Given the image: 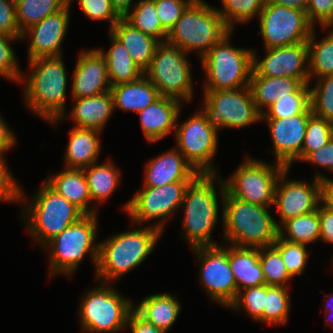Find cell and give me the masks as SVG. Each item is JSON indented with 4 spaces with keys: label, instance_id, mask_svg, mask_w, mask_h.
Returning <instances> with one entry per match:
<instances>
[{
    "label": "cell",
    "instance_id": "cell-28",
    "mask_svg": "<svg viewBox=\"0 0 333 333\" xmlns=\"http://www.w3.org/2000/svg\"><path fill=\"white\" fill-rule=\"evenodd\" d=\"M110 32L128 50L133 62L145 72L151 65L156 46L160 43L154 37L133 27L124 18H121Z\"/></svg>",
    "mask_w": 333,
    "mask_h": 333
},
{
    "label": "cell",
    "instance_id": "cell-19",
    "mask_svg": "<svg viewBox=\"0 0 333 333\" xmlns=\"http://www.w3.org/2000/svg\"><path fill=\"white\" fill-rule=\"evenodd\" d=\"M311 106L303 113L288 118H261L270 131L275 163L286 168L299 161L307 123L312 116Z\"/></svg>",
    "mask_w": 333,
    "mask_h": 333
},
{
    "label": "cell",
    "instance_id": "cell-17",
    "mask_svg": "<svg viewBox=\"0 0 333 333\" xmlns=\"http://www.w3.org/2000/svg\"><path fill=\"white\" fill-rule=\"evenodd\" d=\"M290 169L286 168L279 176L275 187L274 205L277 208L280 228L286 221L317 210L322 199V181L314 177L312 182L291 180ZM280 222V223H279Z\"/></svg>",
    "mask_w": 333,
    "mask_h": 333
},
{
    "label": "cell",
    "instance_id": "cell-13",
    "mask_svg": "<svg viewBox=\"0 0 333 333\" xmlns=\"http://www.w3.org/2000/svg\"><path fill=\"white\" fill-rule=\"evenodd\" d=\"M203 96L204 103L200 110L208 123L218 130L245 128L262 121L249 86L232 90H204Z\"/></svg>",
    "mask_w": 333,
    "mask_h": 333
},
{
    "label": "cell",
    "instance_id": "cell-21",
    "mask_svg": "<svg viewBox=\"0 0 333 333\" xmlns=\"http://www.w3.org/2000/svg\"><path fill=\"white\" fill-rule=\"evenodd\" d=\"M72 72L71 99L106 93L112 87L106 60L97 48L81 49Z\"/></svg>",
    "mask_w": 333,
    "mask_h": 333
},
{
    "label": "cell",
    "instance_id": "cell-42",
    "mask_svg": "<svg viewBox=\"0 0 333 333\" xmlns=\"http://www.w3.org/2000/svg\"><path fill=\"white\" fill-rule=\"evenodd\" d=\"M310 85V105L312 114L333 121V74L322 76Z\"/></svg>",
    "mask_w": 333,
    "mask_h": 333
},
{
    "label": "cell",
    "instance_id": "cell-6",
    "mask_svg": "<svg viewBox=\"0 0 333 333\" xmlns=\"http://www.w3.org/2000/svg\"><path fill=\"white\" fill-rule=\"evenodd\" d=\"M234 30L216 7L194 0L168 32L166 42L187 54L198 52L201 59L216 43L223 42Z\"/></svg>",
    "mask_w": 333,
    "mask_h": 333
},
{
    "label": "cell",
    "instance_id": "cell-47",
    "mask_svg": "<svg viewBox=\"0 0 333 333\" xmlns=\"http://www.w3.org/2000/svg\"><path fill=\"white\" fill-rule=\"evenodd\" d=\"M73 0H68L71 5ZM79 8L92 21H108L109 31L121 19L114 10L111 0H78Z\"/></svg>",
    "mask_w": 333,
    "mask_h": 333
},
{
    "label": "cell",
    "instance_id": "cell-38",
    "mask_svg": "<svg viewBox=\"0 0 333 333\" xmlns=\"http://www.w3.org/2000/svg\"><path fill=\"white\" fill-rule=\"evenodd\" d=\"M310 106V84L303 83L294 93L278 97L261 118H288L305 112Z\"/></svg>",
    "mask_w": 333,
    "mask_h": 333
},
{
    "label": "cell",
    "instance_id": "cell-9",
    "mask_svg": "<svg viewBox=\"0 0 333 333\" xmlns=\"http://www.w3.org/2000/svg\"><path fill=\"white\" fill-rule=\"evenodd\" d=\"M216 43L201 59L205 73L203 90H232L249 86L253 70L252 48L231 44V36Z\"/></svg>",
    "mask_w": 333,
    "mask_h": 333
},
{
    "label": "cell",
    "instance_id": "cell-37",
    "mask_svg": "<svg viewBox=\"0 0 333 333\" xmlns=\"http://www.w3.org/2000/svg\"><path fill=\"white\" fill-rule=\"evenodd\" d=\"M68 0H15L17 21L24 32L44 18L62 10Z\"/></svg>",
    "mask_w": 333,
    "mask_h": 333
},
{
    "label": "cell",
    "instance_id": "cell-59",
    "mask_svg": "<svg viewBox=\"0 0 333 333\" xmlns=\"http://www.w3.org/2000/svg\"><path fill=\"white\" fill-rule=\"evenodd\" d=\"M324 297H326L325 301V307H324V312L328 311L329 309H333V295L331 294V296L328 295H324Z\"/></svg>",
    "mask_w": 333,
    "mask_h": 333
},
{
    "label": "cell",
    "instance_id": "cell-34",
    "mask_svg": "<svg viewBox=\"0 0 333 333\" xmlns=\"http://www.w3.org/2000/svg\"><path fill=\"white\" fill-rule=\"evenodd\" d=\"M315 29L307 41L310 85L314 78L333 74V28L320 40L315 39Z\"/></svg>",
    "mask_w": 333,
    "mask_h": 333
},
{
    "label": "cell",
    "instance_id": "cell-22",
    "mask_svg": "<svg viewBox=\"0 0 333 333\" xmlns=\"http://www.w3.org/2000/svg\"><path fill=\"white\" fill-rule=\"evenodd\" d=\"M143 186L160 187L178 181H192L199 173L173 146L145 166Z\"/></svg>",
    "mask_w": 333,
    "mask_h": 333
},
{
    "label": "cell",
    "instance_id": "cell-8",
    "mask_svg": "<svg viewBox=\"0 0 333 333\" xmlns=\"http://www.w3.org/2000/svg\"><path fill=\"white\" fill-rule=\"evenodd\" d=\"M100 283V284H99ZM98 286L84 293L78 308L83 333H120L127 325L134 303L111 283L98 282Z\"/></svg>",
    "mask_w": 333,
    "mask_h": 333
},
{
    "label": "cell",
    "instance_id": "cell-31",
    "mask_svg": "<svg viewBox=\"0 0 333 333\" xmlns=\"http://www.w3.org/2000/svg\"><path fill=\"white\" fill-rule=\"evenodd\" d=\"M98 163L83 168L92 200L93 214H97L98 212L97 205L105 202L114 194L118 185H120L122 177L120 169L115 165L113 160L109 159L101 164Z\"/></svg>",
    "mask_w": 333,
    "mask_h": 333
},
{
    "label": "cell",
    "instance_id": "cell-48",
    "mask_svg": "<svg viewBox=\"0 0 333 333\" xmlns=\"http://www.w3.org/2000/svg\"><path fill=\"white\" fill-rule=\"evenodd\" d=\"M162 26L169 32L194 0H152Z\"/></svg>",
    "mask_w": 333,
    "mask_h": 333
},
{
    "label": "cell",
    "instance_id": "cell-43",
    "mask_svg": "<svg viewBox=\"0 0 333 333\" xmlns=\"http://www.w3.org/2000/svg\"><path fill=\"white\" fill-rule=\"evenodd\" d=\"M273 246L280 252L285 267L292 277L300 276L304 272L312 249L309 251L307 245L292 243L280 236Z\"/></svg>",
    "mask_w": 333,
    "mask_h": 333
},
{
    "label": "cell",
    "instance_id": "cell-60",
    "mask_svg": "<svg viewBox=\"0 0 333 333\" xmlns=\"http://www.w3.org/2000/svg\"><path fill=\"white\" fill-rule=\"evenodd\" d=\"M331 312V313H330ZM329 314H332L333 315V309H329L328 311H326L325 313H324V322H326L327 324H329V325H331V323H332V328H333V316L332 315H330V316H332V319L330 320V319H328V317H329Z\"/></svg>",
    "mask_w": 333,
    "mask_h": 333
},
{
    "label": "cell",
    "instance_id": "cell-3",
    "mask_svg": "<svg viewBox=\"0 0 333 333\" xmlns=\"http://www.w3.org/2000/svg\"><path fill=\"white\" fill-rule=\"evenodd\" d=\"M163 232L151 224L115 233L99 242L96 281L113 283L144 263Z\"/></svg>",
    "mask_w": 333,
    "mask_h": 333
},
{
    "label": "cell",
    "instance_id": "cell-14",
    "mask_svg": "<svg viewBox=\"0 0 333 333\" xmlns=\"http://www.w3.org/2000/svg\"><path fill=\"white\" fill-rule=\"evenodd\" d=\"M174 137L175 148L198 173H219L214 167V156L218 148V129L210 125L199 109L184 122L178 121Z\"/></svg>",
    "mask_w": 333,
    "mask_h": 333
},
{
    "label": "cell",
    "instance_id": "cell-20",
    "mask_svg": "<svg viewBox=\"0 0 333 333\" xmlns=\"http://www.w3.org/2000/svg\"><path fill=\"white\" fill-rule=\"evenodd\" d=\"M70 4L62 10L47 16L23 32V40H31L28 46V60L39 57L62 56V42L68 32L70 21Z\"/></svg>",
    "mask_w": 333,
    "mask_h": 333
},
{
    "label": "cell",
    "instance_id": "cell-58",
    "mask_svg": "<svg viewBox=\"0 0 333 333\" xmlns=\"http://www.w3.org/2000/svg\"><path fill=\"white\" fill-rule=\"evenodd\" d=\"M269 1L272 3H276L278 5L295 8L306 12L309 0H269Z\"/></svg>",
    "mask_w": 333,
    "mask_h": 333
},
{
    "label": "cell",
    "instance_id": "cell-33",
    "mask_svg": "<svg viewBox=\"0 0 333 333\" xmlns=\"http://www.w3.org/2000/svg\"><path fill=\"white\" fill-rule=\"evenodd\" d=\"M303 83L290 77L251 76L249 87L257 110L262 114L278 97L294 93Z\"/></svg>",
    "mask_w": 333,
    "mask_h": 333
},
{
    "label": "cell",
    "instance_id": "cell-52",
    "mask_svg": "<svg viewBox=\"0 0 333 333\" xmlns=\"http://www.w3.org/2000/svg\"><path fill=\"white\" fill-rule=\"evenodd\" d=\"M302 162L317 165L333 173V136L326 145L311 152Z\"/></svg>",
    "mask_w": 333,
    "mask_h": 333
},
{
    "label": "cell",
    "instance_id": "cell-50",
    "mask_svg": "<svg viewBox=\"0 0 333 333\" xmlns=\"http://www.w3.org/2000/svg\"><path fill=\"white\" fill-rule=\"evenodd\" d=\"M306 14L314 28L317 24L326 31L333 28V0H309Z\"/></svg>",
    "mask_w": 333,
    "mask_h": 333
},
{
    "label": "cell",
    "instance_id": "cell-55",
    "mask_svg": "<svg viewBox=\"0 0 333 333\" xmlns=\"http://www.w3.org/2000/svg\"><path fill=\"white\" fill-rule=\"evenodd\" d=\"M14 133L15 132L9 128L8 124L0 114V155L6 154L17 143L16 135Z\"/></svg>",
    "mask_w": 333,
    "mask_h": 333
},
{
    "label": "cell",
    "instance_id": "cell-25",
    "mask_svg": "<svg viewBox=\"0 0 333 333\" xmlns=\"http://www.w3.org/2000/svg\"><path fill=\"white\" fill-rule=\"evenodd\" d=\"M69 142L65 148V168L83 169L99 162L101 132L73 127L69 130Z\"/></svg>",
    "mask_w": 333,
    "mask_h": 333
},
{
    "label": "cell",
    "instance_id": "cell-4",
    "mask_svg": "<svg viewBox=\"0 0 333 333\" xmlns=\"http://www.w3.org/2000/svg\"><path fill=\"white\" fill-rule=\"evenodd\" d=\"M222 243L237 247L272 246L279 228L269 208L232 197L227 191L222 203Z\"/></svg>",
    "mask_w": 333,
    "mask_h": 333
},
{
    "label": "cell",
    "instance_id": "cell-16",
    "mask_svg": "<svg viewBox=\"0 0 333 333\" xmlns=\"http://www.w3.org/2000/svg\"><path fill=\"white\" fill-rule=\"evenodd\" d=\"M197 258L199 281L210 301L228 307L237 297L235 277L228 260V244L191 249Z\"/></svg>",
    "mask_w": 333,
    "mask_h": 333
},
{
    "label": "cell",
    "instance_id": "cell-53",
    "mask_svg": "<svg viewBox=\"0 0 333 333\" xmlns=\"http://www.w3.org/2000/svg\"><path fill=\"white\" fill-rule=\"evenodd\" d=\"M320 241L333 245V211L322 202L318 206Z\"/></svg>",
    "mask_w": 333,
    "mask_h": 333
},
{
    "label": "cell",
    "instance_id": "cell-30",
    "mask_svg": "<svg viewBox=\"0 0 333 333\" xmlns=\"http://www.w3.org/2000/svg\"><path fill=\"white\" fill-rule=\"evenodd\" d=\"M110 91L113 96L114 110L133 111L136 114L160 97L158 89L145 75L132 82L116 84Z\"/></svg>",
    "mask_w": 333,
    "mask_h": 333
},
{
    "label": "cell",
    "instance_id": "cell-26",
    "mask_svg": "<svg viewBox=\"0 0 333 333\" xmlns=\"http://www.w3.org/2000/svg\"><path fill=\"white\" fill-rule=\"evenodd\" d=\"M228 260L235 277L237 294L245 288L266 285L259 248L228 245Z\"/></svg>",
    "mask_w": 333,
    "mask_h": 333
},
{
    "label": "cell",
    "instance_id": "cell-10",
    "mask_svg": "<svg viewBox=\"0 0 333 333\" xmlns=\"http://www.w3.org/2000/svg\"><path fill=\"white\" fill-rule=\"evenodd\" d=\"M187 55L167 42H160L156 46L151 65L144 75L158 89L160 96L171 97L182 103H189L193 99L192 66Z\"/></svg>",
    "mask_w": 333,
    "mask_h": 333
},
{
    "label": "cell",
    "instance_id": "cell-15",
    "mask_svg": "<svg viewBox=\"0 0 333 333\" xmlns=\"http://www.w3.org/2000/svg\"><path fill=\"white\" fill-rule=\"evenodd\" d=\"M258 20L265 49L307 42L314 29L305 11L278 5L269 0Z\"/></svg>",
    "mask_w": 333,
    "mask_h": 333
},
{
    "label": "cell",
    "instance_id": "cell-57",
    "mask_svg": "<svg viewBox=\"0 0 333 333\" xmlns=\"http://www.w3.org/2000/svg\"><path fill=\"white\" fill-rule=\"evenodd\" d=\"M137 3L134 0H111V4L117 14L123 18Z\"/></svg>",
    "mask_w": 333,
    "mask_h": 333
},
{
    "label": "cell",
    "instance_id": "cell-24",
    "mask_svg": "<svg viewBox=\"0 0 333 333\" xmlns=\"http://www.w3.org/2000/svg\"><path fill=\"white\" fill-rule=\"evenodd\" d=\"M72 101L74 105L70 115L65 113L60 119L52 120L49 123L55 126L69 117L74 123V127L92 129L102 133L115 111L111 91L82 99H72Z\"/></svg>",
    "mask_w": 333,
    "mask_h": 333
},
{
    "label": "cell",
    "instance_id": "cell-61",
    "mask_svg": "<svg viewBox=\"0 0 333 333\" xmlns=\"http://www.w3.org/2000/svg\"><path fill=\"white\" fill-rule=\"evenodd\" d=\"M331 126H332V134H333V121L331 122Z\"/></svg>",
    "mask_w": 333,
    "mask_h": 333
},
{
    "label": "cell",
    "instance_id": "cell-41",
    "mask_svg": "<svg viewBox=\"0 0 333 333\" xmlns=\"http://www.w3.org/2000/svg\"><path fill=\"white\" fill-rule=\"evenodd\" d=\"M259 259L266 284L287 287L293 277L288 273L280 252L273 245L260 247Z\"/></svg>",
    "mask_w": 333,
    "mask_h": 333
},
{
    "label": "cell",
    "instance_id": "cell-27",
    "mask_svg": "<svg viewBox=\"0 0 333 333\" xmlns=\"http://www.w3.org/2000/svg\"><path fill=\"white\" fill-rule=\"evenodd\" d=\"M44 181L67 201L80 208L85 214H93L92 200L83 169L64 167L58 173H51Z\"/></svg>",
    "mask_w": 333,
    "mask_h": 333
},
{
    "label": "cell",
    "instance_id": "cell-7",
    "mask_svg": "<svg viewBox=\"0 0 333 333\" xmlns=\"http://www.w3.org/2000/svg\"><path fill=\"white\" fill-rule=\"evenodd\" d=\"M98 226L97 214H86L42 248L49 253L50 277L61 273L72 277L87 254L91 256L96 271L99 254V243L96 242Z\"/></svg>",
    "mask_w": 333,
    "mask_h": 333
},
{
    "label": "cell",
    "instance_id": "cell-46",
    "mask_svg": "<svg viewBox=\"0 0 333 333\" xmlns=\"http://www.w3.org/2000/svg\"><path fill=\"white\" fill-rule=\"evenodd\" d=\"M17 40L20 38L0 33V76L19 84L23 71L18 64L16 52L11 46Z\"/></svg>",
    "mask_w": 333,
    "mask_h": 333
},
{
    "label": "cell",
    "instance_id": "cell-2",
    "mask_svg": "<svg viewBox=\"0 0 333 333\" xmlns=\"http://www.w3.org/2000/svg\"><path fill=\"white\" fill-rule=\"evenodd\" d=\"M62 57L29 60L31 71H23L19 82L24 86L26 107L47 122L60 119L67 113L65 104L68 77Z\"/></svg>",
    "mask_w": 333,
    "mask_h": 333
},
{
    "label": "cell",
    "instance_id": "cell-23",
    "mask_svg": "<svg viewBox=\"0 0 333 333\" xmlns=\"http://www.w3.org/2000/svg\"><path fill=\"white\" fill-rule=\"evenodd\" d=\"M182 105V102L177 99L160 96L137 113L142 133L149 143H157L175 131Z\"/></svg>",
    "mask_w": 333,
    "mask_h": 333
},
{
    "label": "cell",
    "instance_id": "cell-12",
    "mask_svg": "<svg viewBox=\"0 0 333 333\" xmlns=\"http://www.w3.org/2000/svg\"><path fill=\"white\" fill-rule=\"evenodd\" d=\"M191 181H178L160 187L143 186L122 207L134 225L152 222L163 233L165 225L180 209L186 187ZM156 219V220H155Z\"/></svg>",
    "mask_w": 333,
    "mask_h": 333
},
{
    "label": "cell",
    "instance_id": "cell-5",
    "mask_svg": "<svg viewBox=\"0 0 333 333\" xmlns=\"http://www.w3.org/2000/svg\"><path fill=\"white\" fill-rule=\"evenodd\" d=\"M31 198L29 201L26 200V192L22 188L21 204L23 203L25 206L21 209V219L24 221L30 237H33L31 239L34 240V243L39 244L40 248L86 215L45 181Z\"/></svg>",
    "mask_w": 333,
    "mask_h": 333
},
{
    "label": "cell",
    "instance_id": "cell-32",
    "mask_svg": "<svg viewBox=\"0 0 333 333\" xmlns=\"http://www.w3.org/2000/svg\"><path fill=\"white\" fill-rule=\"evenodd\" d=\"M109 35L110 48L106 51L100 47L97 49L106 60L111 86L139 79L144 72L133 62L120 40L110 31Z\"/></svg>",
    "mask_w": 333,
    "mask_h": 333
},
{
    "label": "cell",
    "instance_id": "cell-49",
    "mask_svg": "<svg viewBox=\"0 0 333 333\" xmlns=\"http://www.w3.org/2000/svg\"><path fill=\"white\" fill-rule=\"evenodd\" d=\"M4 155H0V201L16 202L21 205L22 186L12 176Z\"/></svg>",
    "mask_w": 333,
    "mask_h": 333
},
{
    "label": "cell",
    "instance_id": "cell-11",
    "mask_svg": "<svg viewBox=\"0 0 333 333\" xmlns=\"http://www.w3.org/2000/svg\"><path fill=\"white\" fill-rule=\"evenodd\" d=\"M249 156L224 180L226 191L236 199L273 207L277 180L286 167Z\"/></svg>",
    "mask_w": 333,
    "mask_h": 333
},
{
    "label": "cell",
    "instance_id": "cell-51",
    "mask_svg": "<svg viewBox=\"0 0 333 333\" xmlns=\"http://www.w3.org/2000/svg\"><path fill=\"white\" fill-rule=\"evenodd\" d=\"M0 33L22 39L14 0H0Z\"/></svg>",
    "mask_w": 333,
    "mask_h": 333
},
{
    "label": "cell",
    "instance_id": "cell-18",
    "mask_svg": "<svg viewBox=\"0 0 333 333\" xmlns=\"http://www.w3.org/2000/svg\"><path fill=\"white\" fill-rule=\"evenodd\" d=\"M265 57L259 59L253 50L251 76L290 77L309 83L308 43L265 49Z\"/></svg>",
    "mask_w": 333,
    "mask_h": 333
},
{
    "label": "cell",
    "instance_id": "cell-54",
    "mask_svg": "<svg viewBox=\"0 0 333 333\" xmlns=\"http://www.w3.org/2000/svg\"><path fill=\"white\" fill-rule=\"evenodd\" d=\"M126 328H130L132 333H165L143 319L134 309L128 316Z\"/></svg>",
    "mask_w": 333,
    "mask_h": 333
},
{
    "label": "cell",
    "instance_id": "cell-44",
    "mask_svg": "<svg viewBox=\"0 0 333 333\" xmlns=\"http://www.w3.org/2000/svg\"><path fill=\"white\" fill-rule=\"evenodd\" d=\"M332 136L331 121L312 115L307 123L299 162H302L311 152L326 145Z\"/></svg>",
    "mask_w": 333,
    "mask_h": 333
},
{
    "label": "cell",
    "instance_id": "cell-45",
    "mask_svg": "<svg viewBox=\"0 0 333 333\" xmlns=\"http://www.w3.org/2000/svg\"><path fill=\"white\" fill-rule=\"evenodd\" d=\"M267 284L259 287H249L238 292L235 301L228 309L240 311L243 309L251 319L263 323V307L266 297Z\"/></svg>",
    "mask_w": 333,
    "mask_h": 333
},
{
    "label": "cell",
    "instance_id": "cell-35",
    "mask_svg": "<svg viewBox=\"0 0 333 333\" xmlns=\"http://www.w3.org/2000/svg\"><path fill=\"white\" fill-rule=\"evenodd\" d=\"M123 18L141 32L166 42L168 31L162 26L152 0L137 1Z\"/></svg>",
    "mask_w": 333,
    "mask_h": 333
},
{
    "label": "cell",
    "instance_id": "cell-39",
    "mask_svg": "<svg viewBox=\"0 0 333 333\" xmlns=\"http://www.w3.org/2000/svg\"><path fill=\"white\" fill-rule=\"evenodd\" d=\"M291 299L288 286H268L263 307V323L284 326L288 322Z\"/></svg>",
    "mask_w": 333,
    "mask_h": 333
},
{
    "label": "cell",
    "instance_id": "cell-1",
    "mask_svg": "<svg viewBox=\"0 0 333 333\" xmlns=\"http://www.w3.org/2000/svg\"><path fill=\"white\" fill-rule=\"evenodd\" d=\"M225 192L220 173H199L186 187L179 210L183 215L182 234L191 249L217 245L212 233L219 221V202L223 203Z\"/></svg>",
    "mask_w": 333,
    "mask_h": 333
},
{
    "label": "cell",
    "instance_id": "cell-29",
    "mask_svg": "<svg viewBox=\"0 0 333 333\" xmlns=\"http://www.w3.org/2000/svg\"><path fill=\"white\" fill-rule=\"evenodd\" d=\"M181 302L171 293H154L134 305V310L147 322L167 333L181 311Z\"/></svg>",
    "mask_w": 333,
    "mask_h": 333
},
{
    "label": "cell",
    "instance_id": "cell-40",
    "mask_svg": "<svg viewBox=\"0 0 333 333\" xmlns=\"http://www.w3.org/2000/svg\"><path fill=\"white\" fill-rule=\"evenodd\" d=\"M223 8L217 11L228 25L235 30V24H245L259 18L267 0H221Z\"/></svg>",
    "mask_w": 333,
    "mask_h": 333
},
{
    "label": "cell",
    "instance_id": "cell-56",
    "mask_svg": "<svg viewBox=\"0 0 333 333\" xmlns=\"http://www.w3.org/2000/svg\"><path fill=\"white\" fill-rule=\"evenodd\" d=\"M316 178L322 181V199L321 202L333 211V179L318 173L314 174Z\"/></svg>",
    "mask_w": 333,
    "mask_h": 333
},
{
    "label": "cell",
    "instance_id": "cell-36",
    "mask_svg": "<svg viewBox=\"0 0 333 333\" xmlns=\"http://www.w3.org/2000/svg\"><path fill=\"white\" fill-rule=\"evenodd\" d=\"M279 236L286 241L309 245L320 240V222L317 210L286 221L279 228Z\"/></svg>",
    "mask_w": 333,
    "mask_h": 333
}]
</instances>
